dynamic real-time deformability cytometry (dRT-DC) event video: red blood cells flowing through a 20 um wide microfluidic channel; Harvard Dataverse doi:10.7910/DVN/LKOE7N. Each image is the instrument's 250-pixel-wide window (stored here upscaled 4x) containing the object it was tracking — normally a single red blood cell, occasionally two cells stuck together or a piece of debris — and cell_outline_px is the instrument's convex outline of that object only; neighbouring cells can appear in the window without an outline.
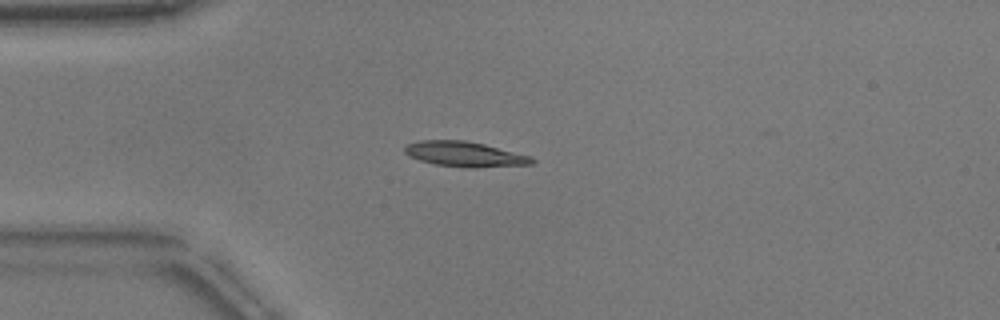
{"species": "common noctule bat (a hibernating species)", "species_latin": "Nyctalus noctula", "temperature_condition": "warm", "stored_images_in_passage": 36, "camera_frame_rate_fps": 3000, "um_per_image_px": 0.085, "animal": {"sex": "male", "body_mass_g": 17.9}, "frame": {"image": 1, "passage_image": 1, "time_ms": 0.0, "image_size_px": [1000, 320], "cell_outline_px": [[536, 160], [532, 164], [476, 168], [472, 168], [436, 164], [420, 160], [408, 156], [404, 152], [404, 148], [408, 144], [420, 140], [464, 140], [484, 144], [532, 156]], "centroid_in_image_um": [39.53, 13.1], "position_along_channel_um": 45.5, "area_um2": 18.61}}
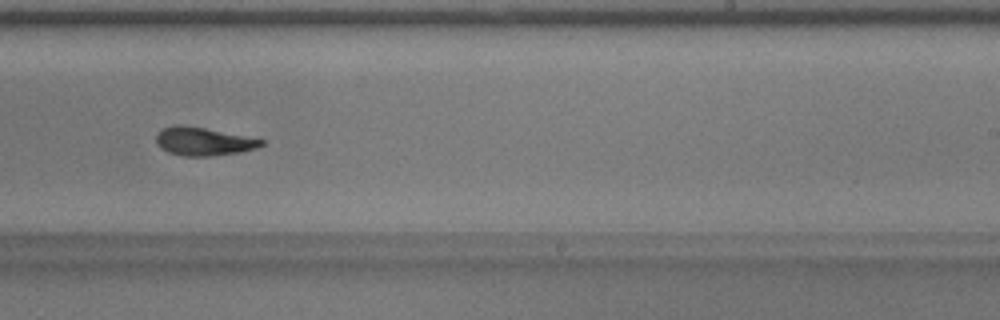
{"frame": {"image": 2, "passage_image": 20, "time_ms": 6.333, "image_size_px": [1000, 320], "cell_outline_px": [[264, 144], [256, 148], [240, 152], [212, 156], [184, 156], [168, 152], [156, 144], [156, 136], [164, 128], [176, 124], [180, 124], [204, 128], [264, 140]], "centroid_in_image_um": [17.27, 12.03], "position_along_channel_um": 271.7, "area_um2": 17.05}}
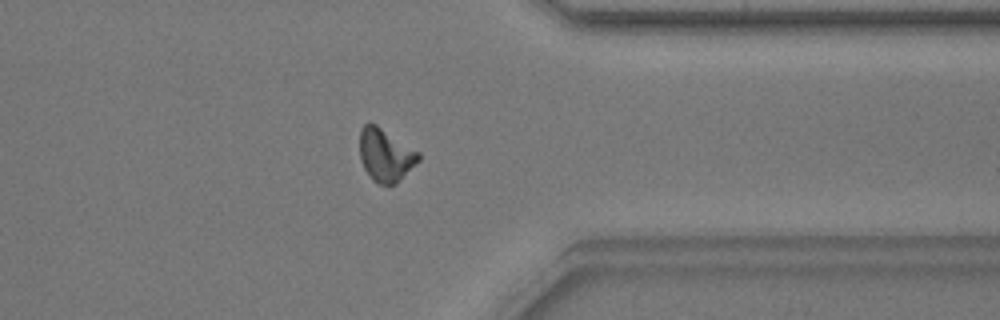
{"frame": {"image": 3, "passage_image": 29, "time_ms": 9.333, "image_size_px": [1000, 320], "cell_outline_px": [[420, 160], [396, 184], [380, 184], [372, 180], [364, 168], [360, 160], [360, 128], [364, 124], [376, 124], [420, 152]], "centroid_in_image_um": [32.77, 13.18], "position_along_channel_um": 378.6, "area_um2": 18.15}, "authors_computed_cell_mechanics": {"area_um2": 17.7735, "velocity_mm_per_s": 3.8196, "shape_relaxation_time_tau1_ms": 2.9718, "shape_relaxation_time_tau2_ms": 3.2932, "deformation_change_tau1": 0.143, "deformation_change_tau2": 0.0901}}